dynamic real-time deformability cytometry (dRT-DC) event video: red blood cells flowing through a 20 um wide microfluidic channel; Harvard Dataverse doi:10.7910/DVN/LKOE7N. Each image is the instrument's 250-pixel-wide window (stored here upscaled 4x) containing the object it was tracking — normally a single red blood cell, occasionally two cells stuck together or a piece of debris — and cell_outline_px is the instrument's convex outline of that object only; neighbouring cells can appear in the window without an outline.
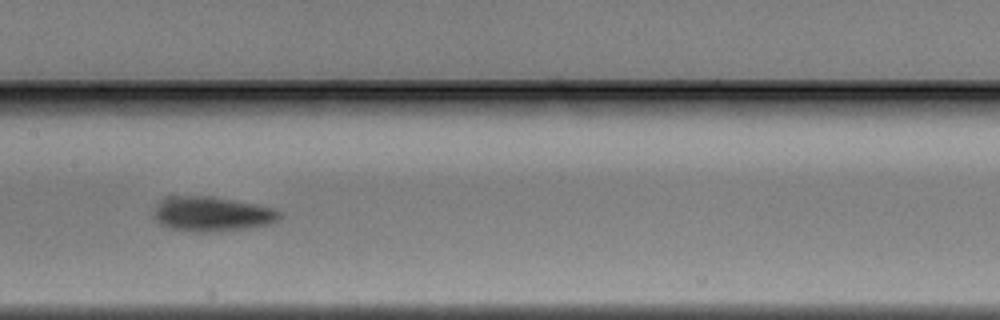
{"species": "Egyptian fruit bat (a non-hibernating species)", "species_latin": "Rousettus aegyptiacus", "temperature_condition": "warm", "stored_images_in_passage": 15, "camera_frame_rate_fps": 3000, "um_per_image_px": 0.085, "animal": {"sex": "male"}, "frame": {"image": 1, "passage_image": 11, "time_ms": 3.333, "image_size_px": [1000, 320], "cell_outline_px": [[280, 220], [272, 224], [248, 228], [220, 232], [192, 232], [172, 228], [160, 224], [152, 216], [152, 212], [156, 204], [164, 196], [208, 196], [256, 204], [272, 208], [280, 212]], "centroid_in_image_um": [17.98, 18.2], "position_along_channel_um": 189.4, "area_um2": 25.84}}